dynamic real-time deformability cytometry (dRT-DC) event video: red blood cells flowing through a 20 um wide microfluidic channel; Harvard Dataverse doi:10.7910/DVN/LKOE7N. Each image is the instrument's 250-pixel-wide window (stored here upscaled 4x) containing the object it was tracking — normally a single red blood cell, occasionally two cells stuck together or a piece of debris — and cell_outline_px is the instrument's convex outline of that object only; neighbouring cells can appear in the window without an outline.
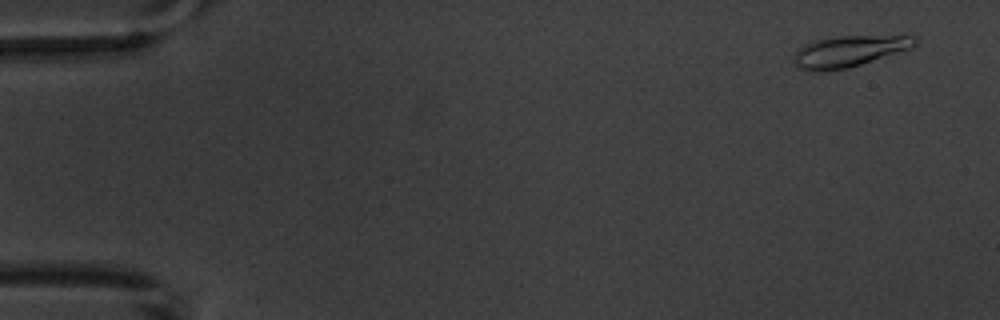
{"species": "common noctule bat (a hibernating species)", "species_latin": "Nyctalus noctula", "temperature_condition": "warm", "stored_images_in_passage": 5, "camera_frame_rate_fps": 3000, "um_per_image_px": 0.085, "animal": {"sex": "male", "body_mass_g": 20.1, "forearm_length_mm": 53.5}, "frame": {"image": 1, "passage_image": 1, "time_ms": 0.0, "image_size_px": [1000, 320], "cell_outline_px": [[916, 44], [912, 48], [848, 68], [816, 72], [800, 68], [796, 64], [796, 52], [804, 44], [812, 40], [840, 36], [916, 36]], "centroid_in_image_um": [72.18, 4.35], "position_along_channel_um": 12.8, "area_um2": 21.68}}